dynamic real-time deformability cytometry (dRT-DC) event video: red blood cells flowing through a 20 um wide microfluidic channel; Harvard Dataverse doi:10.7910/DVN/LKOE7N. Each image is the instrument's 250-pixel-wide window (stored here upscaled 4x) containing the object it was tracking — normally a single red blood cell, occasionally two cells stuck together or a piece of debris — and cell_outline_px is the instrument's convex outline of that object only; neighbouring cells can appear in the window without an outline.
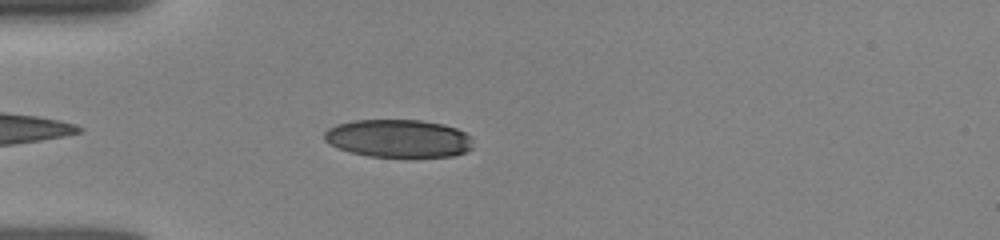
{"species": "human", "species_latin": "Homo sapiens", "temperature_condition": "room temperature", "stored_images_in_passage": 16, "camera_frame_rate_fps": 3000, "um_per_image_px": 0.085, "donor": {"sex": "female"}, "frame": {"image": 1, "passage_image": 3, "time_ms": 1.0, "image_size_px": [1000, 240], "cell_outline_px": [[472, 148], [464, 152], [452, 156], [368, 156], [352, 152], [340, 148], [324, 140], [324, 132], [328, 128], [336, 124], [356, 120], [420, 120], [444, 124], [456, 128], [472, 136]], "centroid_in_image_um": [33.88, 11.75], "position_along_channel_um": 51.1, "area_um2": 32.66}}
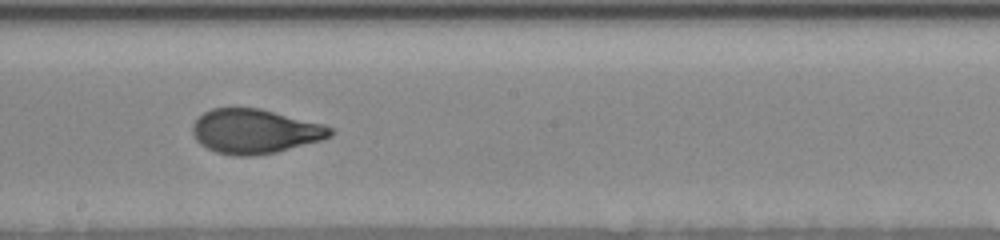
{"frame": {"image": 2, "passage_image": 9, "time_ms": 5.667, "image_size_px": [1000, 240], "cell_outline_px": [[336, 132], [332, 136], [324, 140], [276, 152], [252, 156], [232, 156], [216, 152], [200, 144], [196, 140], [192, 132], [192, 124], [204, 112], [212, 108], [260, 108], [324, 124], [332, 128]], "centroid_in_image_um": [21.7, 11.17], "position_along_channel_um": 226.5, "area_um2": 35.95}}
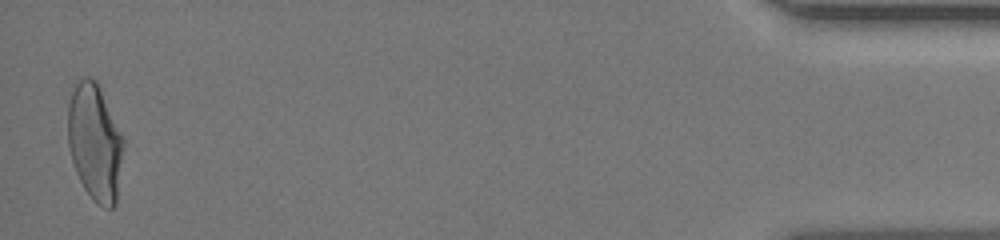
{"frame": {"image": 3, "passage_image": 16, "time_ms": 12.667, "image_size_px": [1000, 240], "cell_outline_px": [[124, 144], [116, 204], [112, 208], [104, 208], [96, 204], [84, 188], [76, 172], [68, 148], [68, 104], [72, 92], [76, 84], [84, 76], [88, 76], [96, 80], [124, 140]], "centroid_in_image_um": [8.06, 12.13], "position_along_channel_um": 427.1, "area_um2": 37.63}}